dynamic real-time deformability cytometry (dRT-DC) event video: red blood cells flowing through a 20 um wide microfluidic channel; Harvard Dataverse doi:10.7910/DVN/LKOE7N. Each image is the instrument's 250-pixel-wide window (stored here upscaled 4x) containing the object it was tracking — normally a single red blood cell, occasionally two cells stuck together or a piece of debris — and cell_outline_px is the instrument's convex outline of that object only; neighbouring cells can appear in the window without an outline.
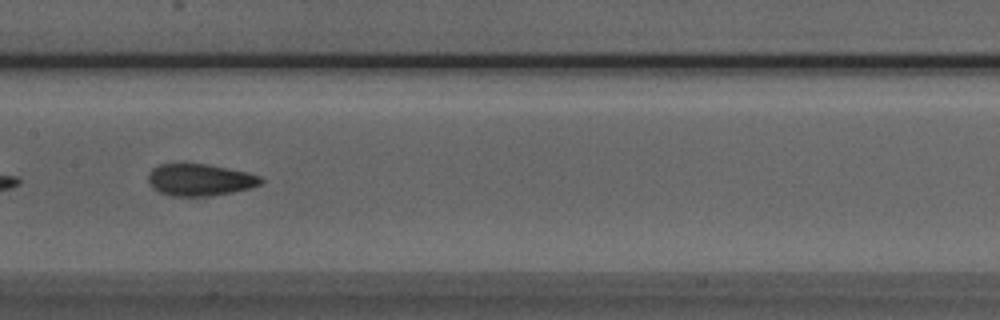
{"species": "Egyptian fruit bat (a non-hibernating species)", "species_latin": "Rousettus aegyptiacus", "temperature_condition": "room temperature", "stored_images_in_passage": 7, "camera_frame_rate_fps": 3000, "um_per_image_px": 0.085, "animal": {"sex": "male"}, "frame": {"image": 1, "passage_image": 7, "time_ms": 7.667, "image_size_px": [1000, 320], "cell_outline_px": [[264, 180], [260, 184], [248, 188], [232, 192], [208, 196], [172, 196], [160, 192], [152, 188], [148, 180], [148, 172], [152, 168], [160, 164], [208, 164], [248, 172], [260, 176]], "centroid_in_image_um": [16.97, 15.28], "position_along_channel_um": 190.4, "area_um2": 20.92}}